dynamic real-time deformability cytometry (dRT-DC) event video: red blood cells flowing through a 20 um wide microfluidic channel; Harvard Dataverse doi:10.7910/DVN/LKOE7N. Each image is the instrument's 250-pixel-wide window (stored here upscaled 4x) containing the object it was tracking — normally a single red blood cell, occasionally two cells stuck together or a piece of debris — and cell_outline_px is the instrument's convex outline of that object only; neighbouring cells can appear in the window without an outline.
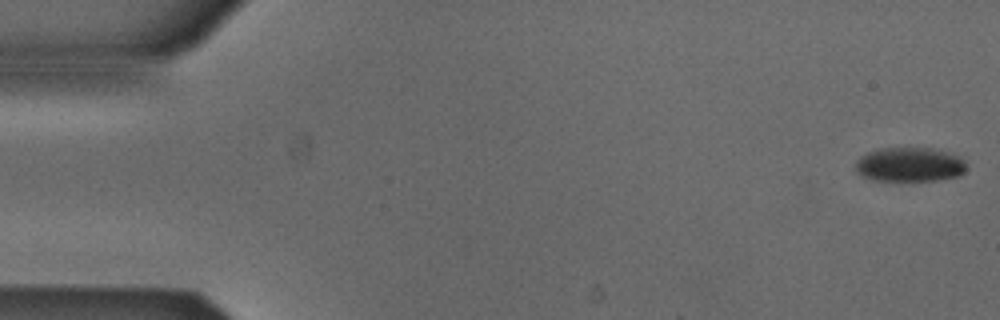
{"species": "Egyptian fruit bat (a non-hibernating species)", "species_latin": "Rousettus aegyptiacus", "temperature_condition": "cold", "stored_images_in_passage": 53, "camera_frame_rate_fps": 3000, "um_per_image_px": 0.085, "animal": {"sex": "male"}, "frame": {"image": 1, "passage_image": 1, "time_ms": 0.0, "image_size_px": [1000, 320], "cell_outline_px": [[964, 172], [960, 176], [936, 180], [904, 184], [872, 180], [860, 176], [856, 172], [856, 160], [860, 156], [868, 152], [880, 148], [932, 148], [948, 152], [960, 156], [964, 160]], "centroid_in_image_um": [77.28, 14.04], "position_along_channel_um": 7.7, "area_um2": 23.18}}
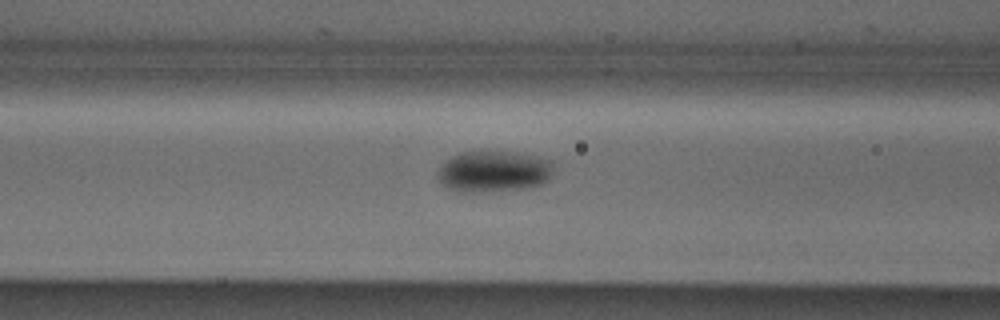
{"frame": {"image": 2, "passage_image": 21, "time_ms": 6.667, "image_size_px": [1000, 320], "cell_outline_px": [[556, 164], [552, 176], [544, 184], [532, 188], [484, 192], [456, 192], [444, 188], [440, 184], [436, 176], [436, 172], [452, 156], [460, 152], [488, 148], [516, 152], [540, 156], [552, 160]], "centroid_in_image_um": [42.0, 14.55], "position_along_channel_um": 124.6, "area_um2": 29.59}}
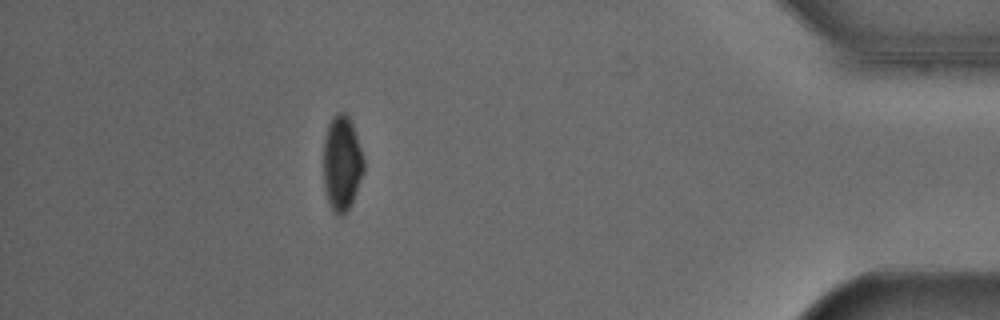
{"frame": {"image": 3, "passage_image": 47, "time_ms": 15.333, "image_size_px": [1000, 320], "cell_outline_px": [[364, 172], [352, 200], [348, 208], [340, 216], [336, 216], [332, 212], [324, 192], [324, 140], [328, 124], [332, 116], [336, 112], [344, 112], [348, 116], [352, 124], [364, 160]], "centroid_in_image_um": [29.04, 13.88], "position_along_channel_um": 406.2, "area_um2": 22.25}}